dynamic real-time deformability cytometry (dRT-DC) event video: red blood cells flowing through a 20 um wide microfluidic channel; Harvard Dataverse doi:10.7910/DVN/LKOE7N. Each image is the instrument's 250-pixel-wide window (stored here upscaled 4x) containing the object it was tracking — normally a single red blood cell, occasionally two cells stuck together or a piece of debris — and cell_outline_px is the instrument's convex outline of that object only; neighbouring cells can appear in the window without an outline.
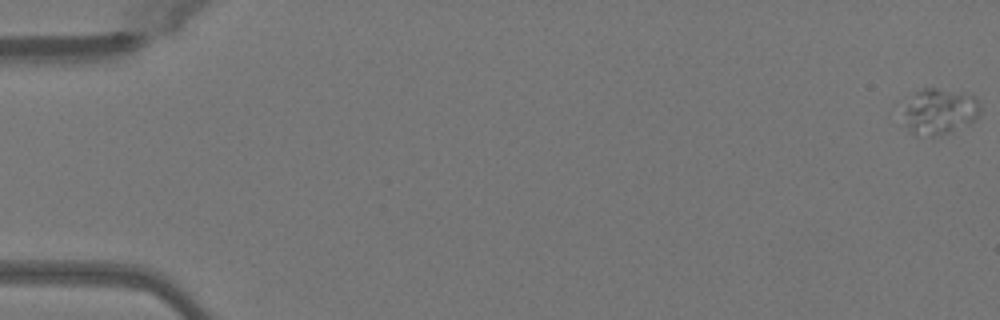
{"species": "Egyptian fruit bat (a non-hibernating species)", "species_latin": "Rousettus aegyptiacus", "temperature_condition": "warm", "stored_images_in_passage": 51, "camera_frame_rate_fps": 3000, "um_per_image_px": 0.085, "animal": {"sex": "female"}, "frame": {"image": 1, "passage_image": 1, "time_ms": 0.0, "image_size_px": [1000, 320], "cell_outline_px": [[980, 116], [976, 120], [968, 124], [948, 132], [932, 136], [916, 136], [904, 124], [904, 112], [916, 92], [924, 88], [936, 88], [964, 92], [972, 96], [980, 104]], "centroid_in_image_um": [79.9, 9.48], "position_along_channel_um": 5.1, "area_um2": 20.35}}
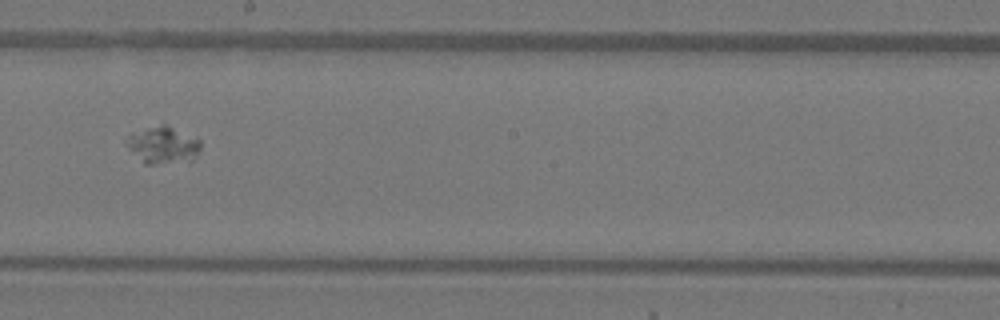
{"frame": {"image": 2, "passage_image": 30, "time_ms": 9.667, "image_size_px": [1000, 320], "cell_outline_px": [[200, 148], [196, 156], [192, 160], [152, 164], [144, 164], [124, 144], [124, 140], [132, 132], [160, 124], [164, 124], [200, 140]], "centroid_in_image_um": [13.79, 12.33], "position_along_channel_um": 234.4, "area_um2": 15.84}}
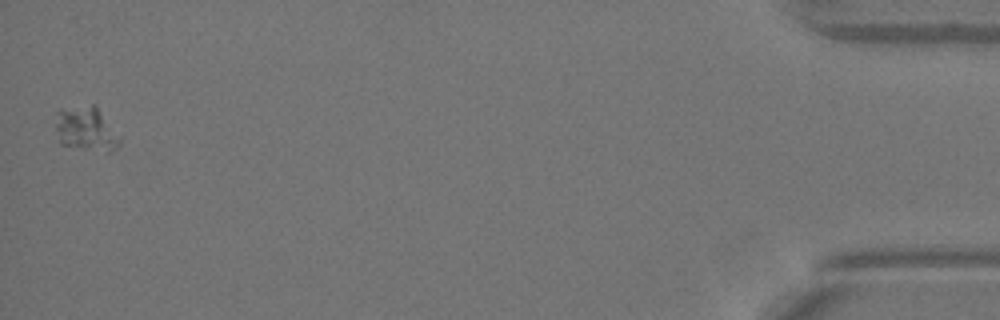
{"frame": {"image": 3, "passage_image": 51, "time_ms": 16.667, "image_size_px": [1000, 320], "cell_outline_px": [[120, 144], [116, 148], [108, 152], [60, 144], [56, 128], [56, 112], [60, 108], [92, 104], [96, 104], [120, 136]], "centroid_in_image_um": [7.32, 10.92], "position_along_channel_um": 427.9, "area_um2": 16.65}}